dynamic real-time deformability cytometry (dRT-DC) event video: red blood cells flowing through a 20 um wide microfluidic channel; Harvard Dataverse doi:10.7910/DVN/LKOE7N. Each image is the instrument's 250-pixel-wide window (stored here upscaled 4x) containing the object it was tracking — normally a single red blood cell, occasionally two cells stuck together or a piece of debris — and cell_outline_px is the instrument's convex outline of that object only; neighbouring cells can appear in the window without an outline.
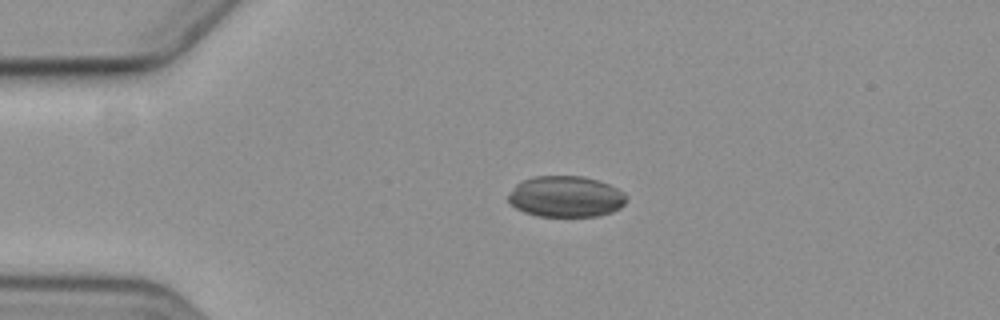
{"species": "common noctule bat (a hibernating species)", "species_latin": "Nyctalus noctula", "temperature_condition": "cold", "stored_images_in_passage": 2, "camera_frame_rate_fps": 3000, "um_per_image_px": 0.085, "animal": {"sex": "female", "body_mass_g": 19.3, "forearm_length_mm": 54.1}, "frame": {"image": 1, "passage_image": 2, "time_ms": 2.0, "image_size_px": [1000, 320], "cell_outline_px": [[624, 204], [620, 208], [612, 212], [596, 216], [536, 216], [524, 212], [516, 208], [508, 200], [508, 196], [516, 184], [532, 176], [584, 176], [608, 184], [624, 192]], "centroid_in_image_um": [48.07, 16.71], "position_along_channel_um": 36.9, "area_um2": 28.09}}